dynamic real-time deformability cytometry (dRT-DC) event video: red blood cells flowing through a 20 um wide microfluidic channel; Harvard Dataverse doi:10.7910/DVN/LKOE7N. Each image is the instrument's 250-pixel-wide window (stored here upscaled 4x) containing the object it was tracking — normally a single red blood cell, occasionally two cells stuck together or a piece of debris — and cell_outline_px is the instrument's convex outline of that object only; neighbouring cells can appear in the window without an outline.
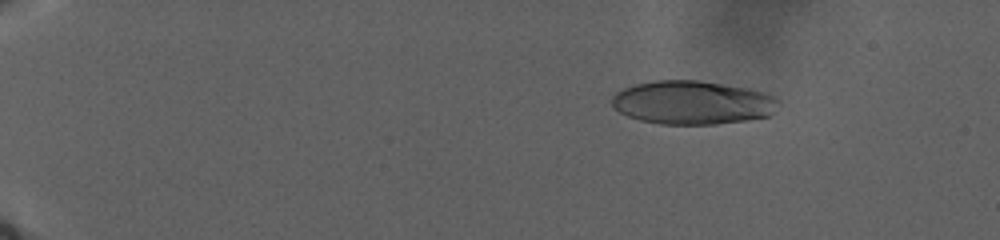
{"species": "human", "species_latin": "Homo sapiens", "temperature_condition": "warm", "stored_images_in_passage": 49, "camera_frame_rate_fps": 3000, "um_per_image_px": 0.085, "donor": {"sex": "male"}, "frame": {"image": 1, "passage_image": 27, "time_ms": 6.0, "image_size_px": [1000, 240], "cell_outline_px": [[780, 100], [772, 112], [768, 116], [748, 120], [716, 124], [660, 124], [640, 120], [628, 116], [620, 112], [612, 104], [612, 96], [616, 92], [624, 88], [636, 84], [652, 80], [696, 80], [748, 88], [764, 92]], "centroid_in_image_um": [58.85, 8.71], "position_along_channel_um": 26.2, "area_um2": 42.19}}
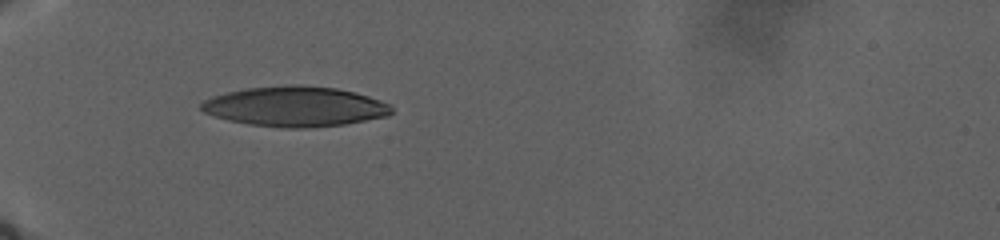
{"frame": {"image": 2, "passage_image": 48, "time_ms": 13.333, "image_size_px": [1000, 240], "cell_outline_px": [[392, 112], [388, 116], [344, 124], [308, 128], [280, 128], [248, 124], [228, 120], [204, 112], [200, 108], [200, 104], [204, 100], [212, 96], [228, 92], [248, 88], [288, 84], [300, 84], [336, 88], [356, 92], [392, 104]], "centroid_in_image_um": [25.1, 9.05], "position_along_channel_um": 59.9, "area_um2": 44.68}}